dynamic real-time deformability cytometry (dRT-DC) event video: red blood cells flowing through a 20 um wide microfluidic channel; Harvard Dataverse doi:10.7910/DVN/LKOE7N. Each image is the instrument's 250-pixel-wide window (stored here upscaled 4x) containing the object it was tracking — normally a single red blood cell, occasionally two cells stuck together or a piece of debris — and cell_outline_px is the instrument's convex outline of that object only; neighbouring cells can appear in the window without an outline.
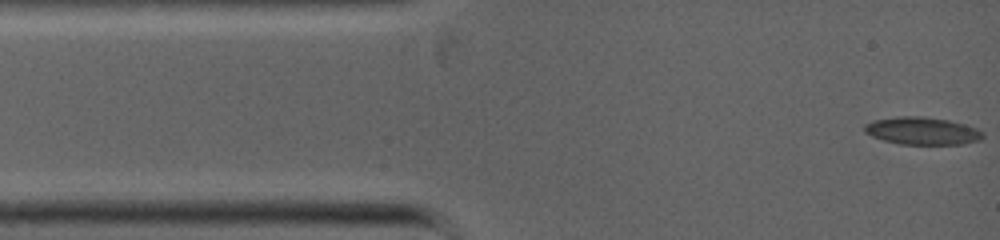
{"species": "common noctule bat (a hibernating species)", "species_latin": "Nyctalus noctula", "temperature_condition": "warm", "stored_images_in_passage": 37, "camera_frame_rate_fps": 5000, "um_per_image_px": 0.085, "animal": {"sex": "female", "body_mass_g": 19.0, "forearm_length_mm": 53.3}, "frame": {"image": 1, "passage_image": 1, "time_ms": 0.0, "image_size_px": [1000, 240], "cell_outline_px": [[984, 136], [980, 140], [964, 144], [900, 144], [884, 140], [872, 136], [864, 132], [864, 124], [872, 120], [900, 116], [924, 116], [948, 120], [964, 124], [976, 128], [984, 132]], "centroid_in_image_um": [78.39, 11.12], "position_along_channel_um": 6.6, "area_um2": 19.07}}
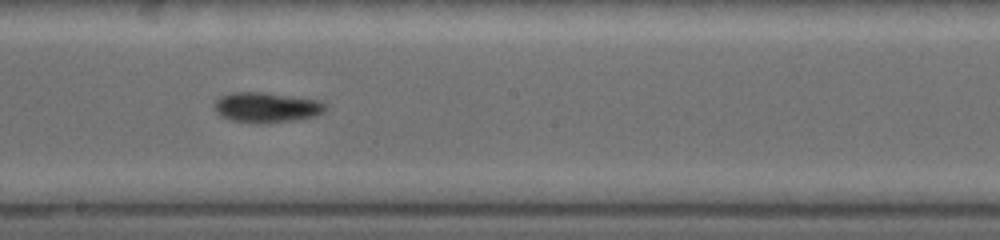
{"frame": {"image": 2, "passage_image": 16, "time_ms": 5.8, "image_size_px": [1000, 240], "cell_outline_px": [[328, 108], [324, 112], [316, 116], [296, 120], [256, 124], [228, 120], [220, 116], [212, 108], [212, 104], [220, 96], [232, 92], [260, 92], [320, 100], [328, 104]], "centroid_in_image_um": [22.63, 9.14], "position_along_channel_um": 225.6, "area_um2": 20.0}}
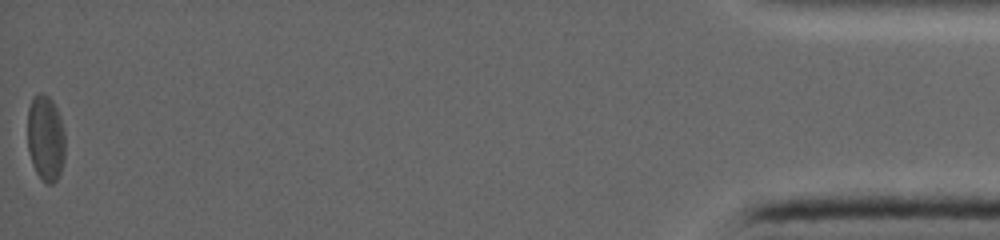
{"frame": {"image": 3, "passage_image": 37, "time_ms": 12.8, "image_size_px": [1000, 240], "cell_outline_px": [[64, 160], [60, 172], [56, 180], [52, 184], [48, 184], [36, 172], [32, 164], [28, 152], [28, 108], [32, 100], [40, 92], [44, 92], [52, 100], [60, 116], [64, 132]], "centroid_in_image_um": [3.87, 11.73], "position_along_channel_um": 431.3, "area_um2": 18.73}}